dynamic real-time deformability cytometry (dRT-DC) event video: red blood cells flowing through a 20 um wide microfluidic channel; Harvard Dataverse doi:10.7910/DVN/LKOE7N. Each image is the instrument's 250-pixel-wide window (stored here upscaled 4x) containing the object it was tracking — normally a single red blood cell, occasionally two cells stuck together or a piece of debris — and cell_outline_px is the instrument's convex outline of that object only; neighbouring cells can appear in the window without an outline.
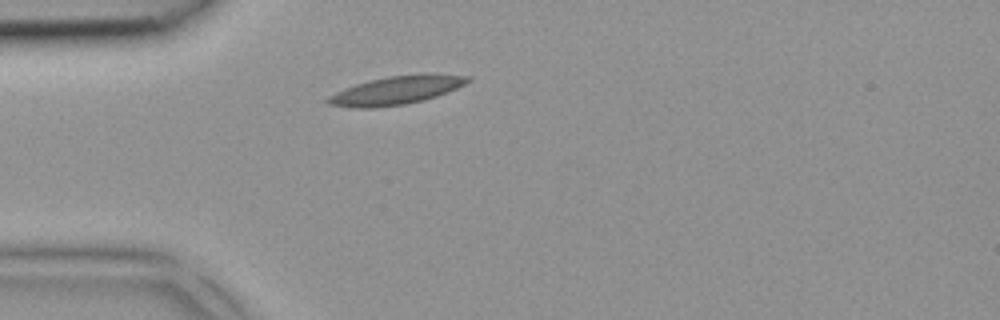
{"species": "common noctule bat (a hibernating species)", "species_latin": "Nyctalus noctula", "temperature_condition": "room temperature", "stored_images_in_passage": 2, "camera_frame_rate_fps": 3000, "um_per_image_px": 0.085, "animal": {"sex": "female", "body_mass_g": 18.4}, "frame": {"image": 1, "passage_image": 2, "time_ms": 0.333, "image_size_px": [1000, 320], "cell_outline_px": [[472, 80], [456, 88], [436, 96], [424, 100], [404, 104], [372, 108], [352, 108], [328, 104], [324, 100], [328, 96], [344, 88], [368, 80], [388, 76], [472, 76]], "centroid_in_image_um": [33.55, 7.72], "position_along_channel_um": 51.5, "area_um2": 22.25}}